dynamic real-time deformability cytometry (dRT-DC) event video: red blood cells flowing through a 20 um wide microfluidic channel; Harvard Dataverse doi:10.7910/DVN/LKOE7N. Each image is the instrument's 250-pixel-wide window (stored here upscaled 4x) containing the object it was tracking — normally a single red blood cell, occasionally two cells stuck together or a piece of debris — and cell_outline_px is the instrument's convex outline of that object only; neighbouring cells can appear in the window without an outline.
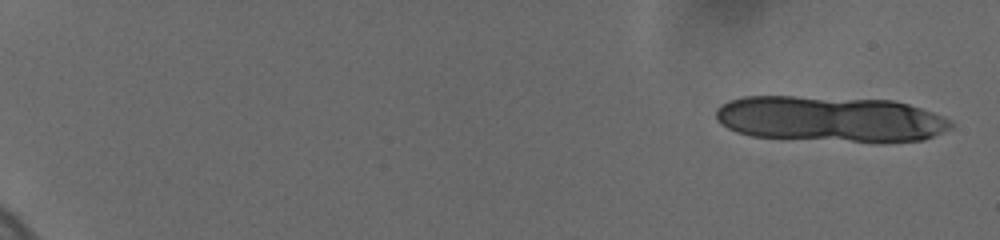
{"species": "human", "species_latin": "Homo sapiens", "temperature_condition": "cold", "stored_images_in_passage": 13, "camera_frame_rate_fps": 3000, "um_per_image_px": 0.085, "donor": {"sex": "female"}, "frame": {"image": 1, "passage_image": 1, "time_ms": 0.0, "image_size_px": [1000, 240], "cell_outline_px": [[956, 124], [952, 128], [944, 132], [924, 140], [884, 144], [880, 144], [752, 136], [736, 132], [728, 128], [716, 120], [716, 108], [720, 104], [728, 100], [744, 96], [796, 96], [892, 100], [908, 104], [944, 116], [952, 120]], "centroid_in_image_um": [70.64, 10.14], "position_along_channel_um": 14.4, "area_um2": 64.16}}